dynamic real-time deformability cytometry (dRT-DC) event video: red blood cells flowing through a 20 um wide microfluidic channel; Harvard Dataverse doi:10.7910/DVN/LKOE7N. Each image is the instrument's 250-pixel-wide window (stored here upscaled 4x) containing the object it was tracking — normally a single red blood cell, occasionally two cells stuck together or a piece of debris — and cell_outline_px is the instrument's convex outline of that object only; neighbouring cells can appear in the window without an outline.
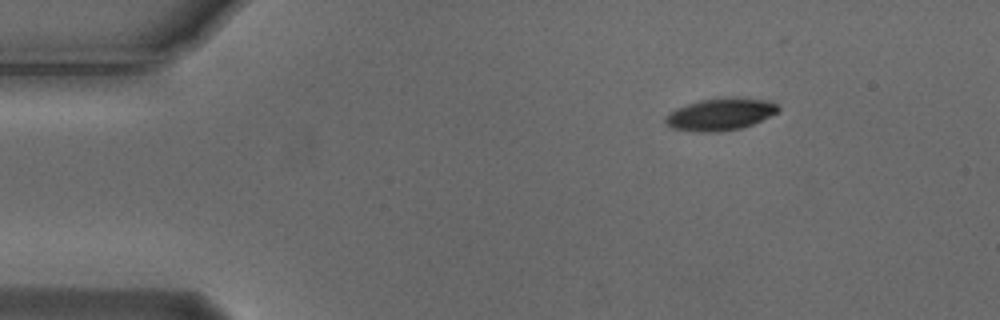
{"species": "Egyptian fruit bat (a non-hibernating species)", "species_latin": "Rousettus aegyptiacus", "temperature_condition": "cold", "stored_images_in_passage": 4, "camera_frame_rate_fps": 3000, "um_per_image_px": 0.085, "animal": {"sex": "male"}, "frame": {"image": 1, "passage_image": 1, "time_ms": 0.0, "image_size_px": [1000, 320], "cell_outline_px": [[780, 108], [776, 112], [752, 124], [740, 128], [716, 132], [704, 132], [672, 128], [664, 120], [668, 112], [676, 108], [700, 100], [724, 96], [736, 96], [764, 100], [776, 104]], "centroid_in_image_um": [61.2, 9.68], "position_along_channel_um": 23.8, "area_um2": 20.98}}
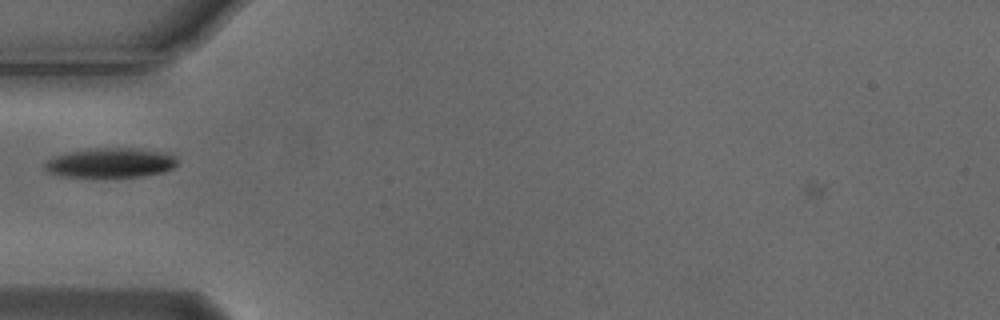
{"frame": {"image": 2, "passage_image": 4, "time_ms": 1.0, "image_size_px": [1000, 320], "cell_outline_px": [[176, 164], [172, 168], [164, 172], [144, 176], [64, 176], [48, 172], [44, 168], [44, 164], [52, 156], [68, 152], [92, 148], [136, 148], [172, 152], [176, 156]], "centroid_in_image_um": [9.44, 13.81], "position_along_channel_um": 75.6, "area_um2": 22.95}}